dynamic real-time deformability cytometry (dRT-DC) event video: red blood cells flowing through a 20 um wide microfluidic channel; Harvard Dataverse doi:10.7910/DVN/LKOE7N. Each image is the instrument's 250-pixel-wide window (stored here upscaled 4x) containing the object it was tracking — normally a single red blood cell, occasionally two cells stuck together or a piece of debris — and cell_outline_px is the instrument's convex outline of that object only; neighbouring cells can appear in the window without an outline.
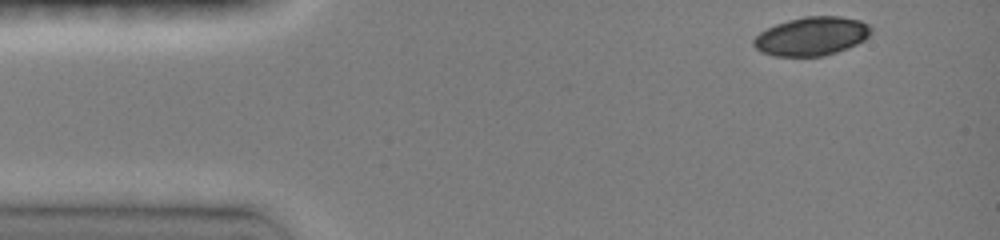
{"species": "common noctule bat (a hibernating species)", "species_latin": "Nyctalus noctula", "temperature_condition": "room temperature", "stored_images_in_passage": 5, "camera_frame_rate_fps": 3000, "um_per_image_px": 0.085, "animal": {"sex": "female", "body_mass_g": 19.0, "forearm_length_mm": 51.5}, "frame": {"image": 1, "passage_image": 1, "time_ms": 0.0, "image_size_px": [1000, 240], "cell_outline_px": [[872, 32], [864, 40], [848, 48], [824, 56], [772, 56], [760, 52], [752, 44], [752, 40], [760, 32], [776, 24], [788, 20], [804, 16], [840, 16], [860, 20], [868, 24], [872, 28]], "centroid_in_image_um": [68.98, 3.08], "position_along_channel_um": 16.0, "area_um2": 26.59}}